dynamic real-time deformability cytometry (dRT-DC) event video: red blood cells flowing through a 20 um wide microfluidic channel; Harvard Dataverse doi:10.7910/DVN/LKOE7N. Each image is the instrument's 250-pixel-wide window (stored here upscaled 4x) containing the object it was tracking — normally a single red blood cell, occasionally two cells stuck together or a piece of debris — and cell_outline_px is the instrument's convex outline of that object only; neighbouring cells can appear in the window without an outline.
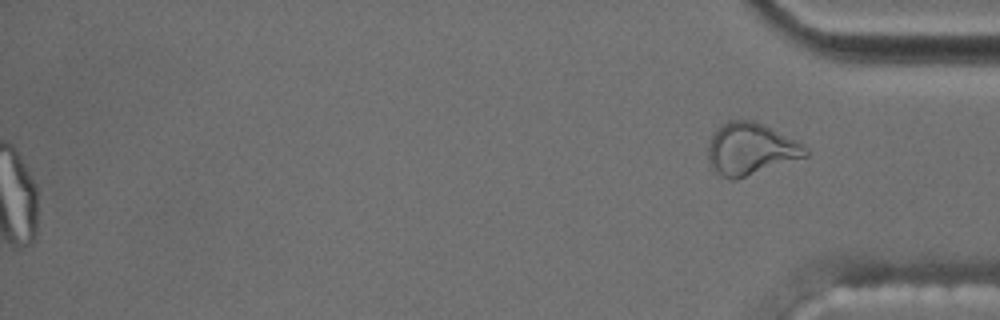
{"species": "common noctule bat (a hibernating species)", "species_latin": "Nyctalus noctula", "temperature_condition": "cold", "stored_images_in_passage": 59, "segment_of_instrument_passage": [2, 2], "camera_frame_rate_fps": 3000, "um_per_image_px": 0.085, "animal": {"sex": "male", "body_mass_g": 17.5, "forearm_length_mm": 52.3}, "frame": {"image": 1, "passage_image": 59, "time_ms": 19.333, "image_size_px": [1000, 320], "cell_outline_px": [[808, 156], [736, 180], [728, 180], [720, 176], [712, 168], [708, 160], [708, 144], [712, 132], [716, 128], [728, 120], [752, 120], [764, 124], [804, 144], [808, 148]], "centroid_in_image_um": [63.79, 12.67], "position_along_channel_um": 371.4, "area_um2": 29.94}}